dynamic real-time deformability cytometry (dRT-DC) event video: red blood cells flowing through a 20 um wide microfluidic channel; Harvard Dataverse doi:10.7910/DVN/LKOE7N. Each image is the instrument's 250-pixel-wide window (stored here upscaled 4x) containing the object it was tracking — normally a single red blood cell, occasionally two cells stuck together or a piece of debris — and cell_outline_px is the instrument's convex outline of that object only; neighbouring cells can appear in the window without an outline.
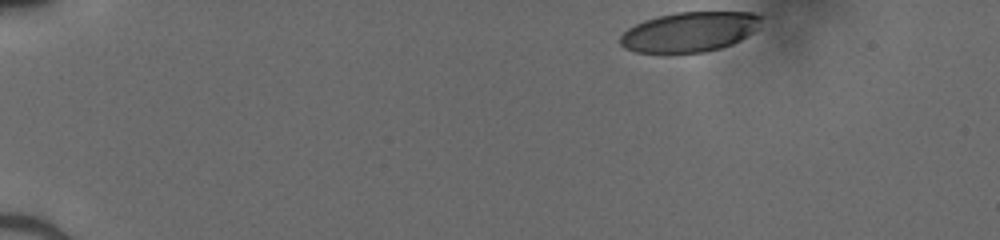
{"species": "human", "species_latin": "Homo sapiens", "temperature_condition": "cold", "stored_images_in_passage": 37, "camera_frame_rate_fps": 3000, "um_per_image_px": 0.085, "donor": {"sex": "male"}, "frame": {"image": 1, "passage_image": 1, "time_ms": 0.0, "image_size_px": [1000, 240], "cell_outline_px": [[760, 20], [756, 28], [752, 32], [740, 40], [732, 44], [720, 48], [704, 52], [636, 52], [624, 48], [620, 44], [620, 36], [628, 28], [644, 20], [676, 12], [752, 12], [760, 16]], "centroid_in_image_um": [58.58, 2.7], "position_along_channel_um": 26.4, "area_um2": 32.37}}
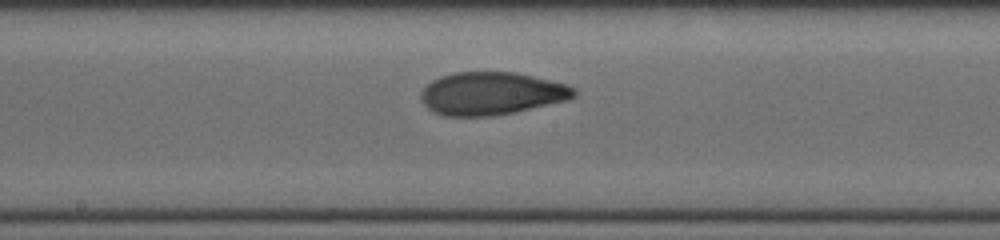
{"frame": {"image": 2, "passage_image": 22, "time_ms": 7.0, "image_size_px": [1000, 240], "cell_outline_px": [[576, 96], [568, 100], [512, 112], [492, 116], [444, 116], [432, 112], [420, 100], [420, 92], [432, 80], [440, 76], [456, 72], [516, 72], [564, 84], [576, 88]], "centroid_in_image_um": [41.73, 7.95], "position_along_channel_um": 206.5, "area_um2": 38.09}}
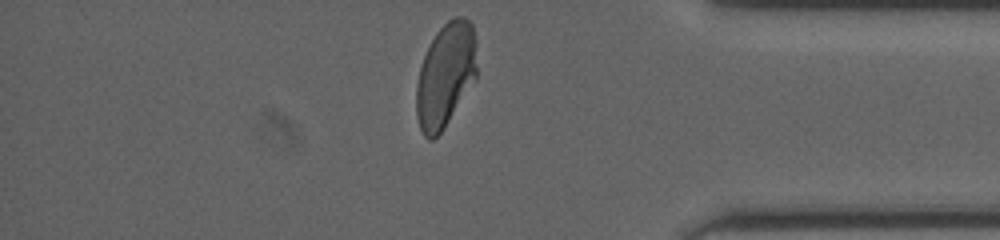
{"frame": {"image": 3, "passage_image": 37, "time_ms": 12.0, "image_size_px": [1000, 240], "cell_outline_px": [[476, 80], [444, 128], [432, 140], [428, 140], [424, 136], [420, 128], [416, 116], [416, 84], [420, 68], [424, 56], [436, 32], [448, 20], [456, 16], [464, 16], [472, 24], [476, 40]], "centroid_in_image_um": [37.88, 6.39], "position_along_channel_um": 397.3, "area_um2": 36.93}}